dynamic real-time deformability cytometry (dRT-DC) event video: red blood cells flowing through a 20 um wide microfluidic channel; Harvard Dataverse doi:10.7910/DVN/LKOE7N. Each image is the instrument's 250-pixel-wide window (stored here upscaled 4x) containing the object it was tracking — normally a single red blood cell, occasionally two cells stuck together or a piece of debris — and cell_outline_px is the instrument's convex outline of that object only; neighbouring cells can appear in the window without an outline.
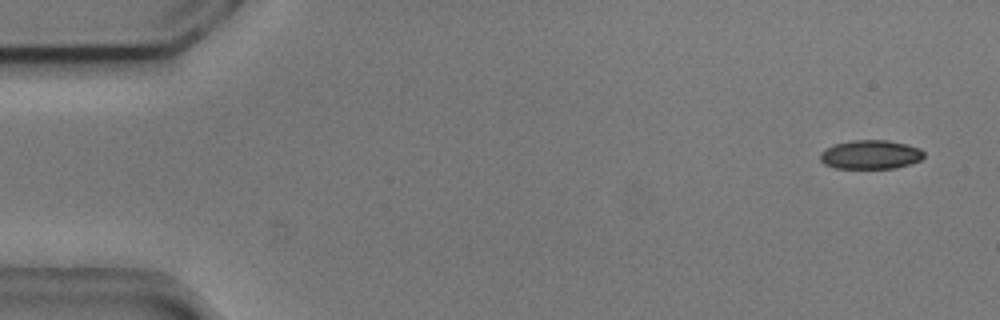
{"species": "common noctule bat (a hibernating species)", "species_latin": "Nyctalus noctula", "temperature_condition": "cold", "stored_images_in_passage": 14, "camera_frame_rate_fps": 3000, "um_per_image_px": 0.085, "animal": {"sex": "male", "body_mass_g": 20.5, "forearm_length_mm": 52.5}, "frame": {"image": 1, "passage_image": 3, "time_ms": 0.667, "image_size_px": [1000, 320], "cell_outline_px": [[924, 156], [920, 160], [912, 164], [896, 168], [836, 168], [824, 164], [820, 160], [820, 152], [836, 144], [852, 140], [888, 140], [908, 144], [920, 148], [924, 152]], "centroid_in_image_um": [74.03, 13.14], "position_along_channel_um": 11.0, "area_um2": 17.57}}